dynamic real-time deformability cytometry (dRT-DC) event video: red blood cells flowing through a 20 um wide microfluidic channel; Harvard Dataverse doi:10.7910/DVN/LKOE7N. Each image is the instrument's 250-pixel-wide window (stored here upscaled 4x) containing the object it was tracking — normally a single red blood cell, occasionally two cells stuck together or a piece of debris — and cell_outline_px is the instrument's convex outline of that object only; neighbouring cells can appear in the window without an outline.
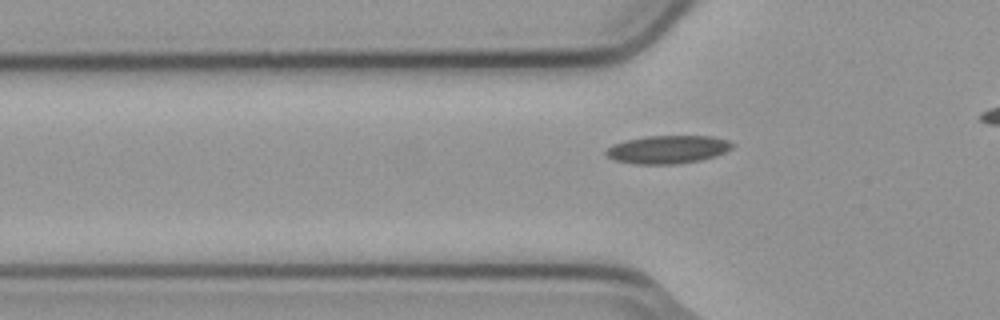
{"species": "common noctule bat (a hibernating species)", "species_latin": "Nyctalus noctula", "temperature_condition": "cold", "stored_images_in_passage": 6, "camera_frame_rate_fps": 3000, "um_per_image_px": 0.085, "animal": {"sex": "male", "body_mass_g": 23.1, "forearm_length_mm": 52.7}, "frame": {"image": 1, "passage_image": 6, "time_ms": 1.667, "image_size_px": [1000, 320], "cell_outline_px": [[736, 144], [732, 148], [724, 152], [700, 160], [676, 164], [636, 164], [616, 160], [608, 156], [604, 152], [612, 144], [644, 136], [712, 136], [728, 140]], "centroid_in_image_um": [56.77, 12.69], "position_along_channel_um": 69.0, "area_um2": 20.52}}